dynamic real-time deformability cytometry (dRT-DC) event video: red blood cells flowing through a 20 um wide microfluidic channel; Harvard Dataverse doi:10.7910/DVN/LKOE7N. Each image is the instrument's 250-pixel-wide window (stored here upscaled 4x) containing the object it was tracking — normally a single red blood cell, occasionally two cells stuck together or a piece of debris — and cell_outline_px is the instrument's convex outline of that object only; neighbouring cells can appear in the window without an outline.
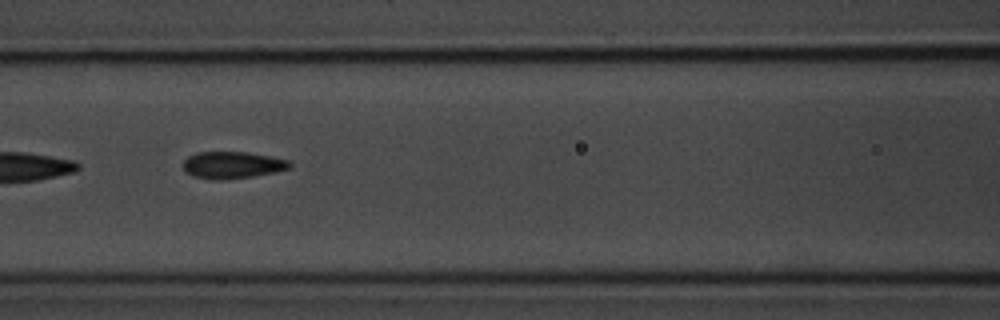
{"species": "common noctule bat (a hibernating species)", "species_latin": "Nyctalus noctula", "temperature_condition": "room temperature", "stored_images_in_passage": 6, "camera_frame_rate_fps": 3000, "um_per_image_px": 0.085, "animal": {"sex": "male", "body_mass_g": 20.1, "forearm_length_mm": 53.5}, "frame": {"image": 1, "passage_image": 5, "time_ms": 4.333, "image_size_px": [1000, 320], "cell_outline_px": [[292, 168], [252, 176], [224, 180], [212, 180], [192, 176], [184, 172], [184, 160], [188, 156], [196, 152], [248, 152], [288, 160], [292, 164]], "centroid_in_image_um": [19.71, 14.03], "position_along_channel_um": 146.9, "area_um2": 16.76}}
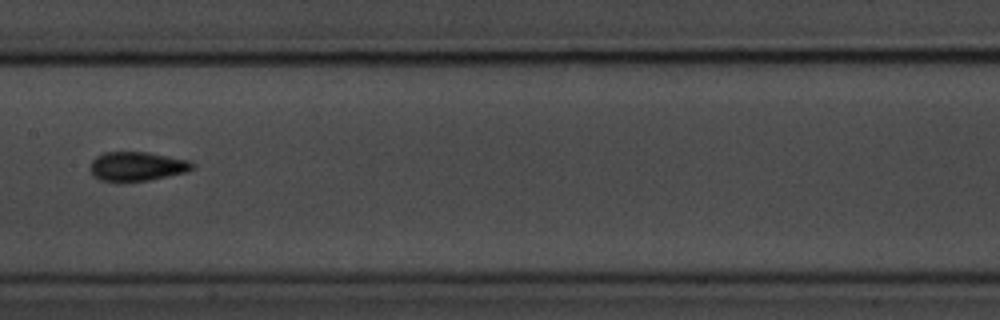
{"frame": {"image": 2, "passage_image": 6, "time_ms": 5.667, "image_size_px": [1000, 320], "cell_outline_px": [[196, 164], [188, 172], [148, 180], [100, 180], [88, 168], [92, 160], [96, 156], [104, 152], [148, 152], [188, 160]], "centroid_in_image_um": [11.66, 14.11], "position_along_channel_um": 195.7, "area_um2": 17.11}}